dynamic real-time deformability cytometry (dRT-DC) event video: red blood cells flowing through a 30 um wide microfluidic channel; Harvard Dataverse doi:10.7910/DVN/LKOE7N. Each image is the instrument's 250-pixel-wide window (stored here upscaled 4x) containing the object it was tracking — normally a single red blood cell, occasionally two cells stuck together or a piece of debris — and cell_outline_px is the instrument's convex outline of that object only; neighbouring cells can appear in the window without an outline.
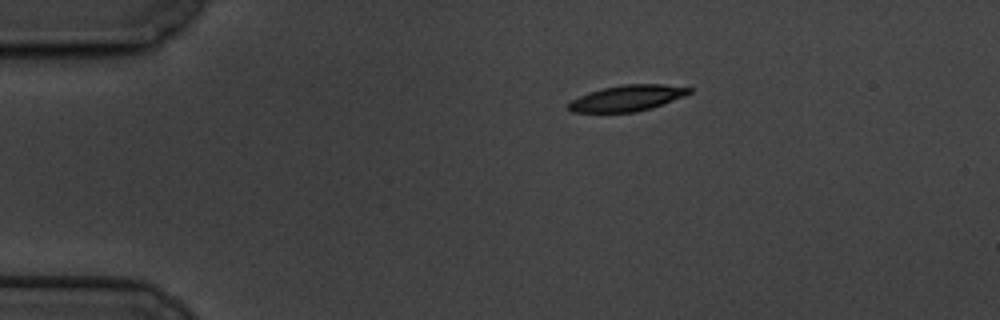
{"species": "common noctule bat (a hibernating species)", "species_latin": "Nyctalus noctula", "temperature_condition": "cold", "stored_images_in_passage": 7, "camera_frame_rate_fps": 3000, "um_per_image_px": 0.085, "animal": {"sex": "male", "body_mass_g": 19.5, "forearm_length_mm": 54.6}, "frame": {"image": 1, "passage_image": 1, "time_ms": 0.0, "image_size_px": [1000, 320], "cell_outline_px": [[692, 92], [684, 96], [652, 108], [636, 112], [572, 112], [568, 108], [568, 104], [572, 100], [588, 92], [604, 88], [624, 84], [664, 84], [692, 88]], "centroid_in_image_um": [53.34, 8.34], "position_along_channel_um": 31.7, "area_um2": 18.15}}